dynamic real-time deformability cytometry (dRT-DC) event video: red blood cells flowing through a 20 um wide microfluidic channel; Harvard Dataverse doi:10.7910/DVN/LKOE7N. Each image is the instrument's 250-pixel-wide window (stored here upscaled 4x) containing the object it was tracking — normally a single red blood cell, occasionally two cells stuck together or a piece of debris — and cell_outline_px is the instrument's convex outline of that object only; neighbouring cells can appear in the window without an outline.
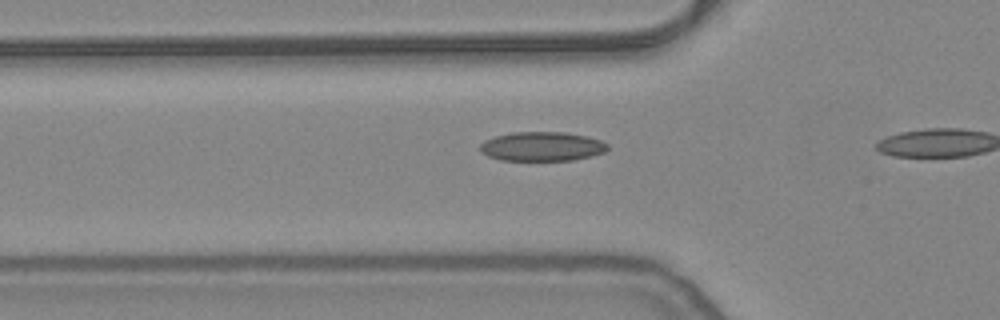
{"species": "common noctule bat (a hibernating species)", "species_latin": "Nyctalus noctula", "temperature_condition": "warm", "stored_images_in_passage": 3, "camera_frame_rate_fps": 3000, "um_per_image_px": 0.085, "animal": {"sex": "female", "body_mass_g": 24.6, "forearm_length_mm": 56.2}, "frame": {"image": 1, "passage_image": 2, "time_ms": 0.333, "image_size_px": [1000, 320], "cell_outline_px": [[608, 148], [604, 152], [592, 156], [572, 160], [500, 160], [488, 156], [480, 152], [480, 144], [484, 140], [496, 136], [512, 132], [564, 132], [588, 136], [600, 140], [608, 144]], "centroid_in_image_um": [46.06, 12.44], "position_along_channel_um": 79.7, "area_um2": 21.79}}